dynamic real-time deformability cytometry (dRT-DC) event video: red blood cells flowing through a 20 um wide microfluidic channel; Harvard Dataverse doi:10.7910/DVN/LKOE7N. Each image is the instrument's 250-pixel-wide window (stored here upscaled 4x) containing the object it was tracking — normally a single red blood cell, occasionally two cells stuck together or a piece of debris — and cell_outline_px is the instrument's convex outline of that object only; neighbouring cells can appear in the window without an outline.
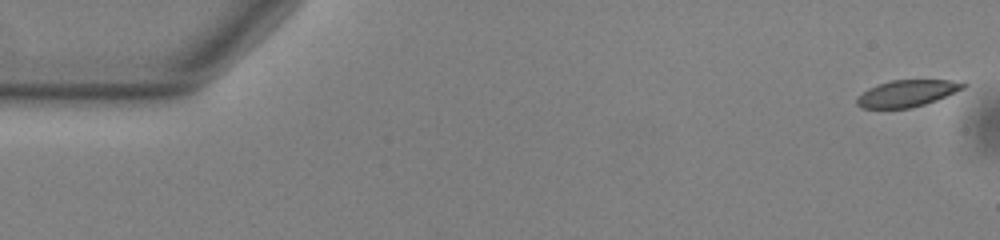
{"species": "common noctule bat (a hibernating species)", "species_latin": "Nyctalus noctula", "temperature_condition": "warm", "stored_images_in_passage": 16, "camera_frame_rate_fps": 3000, "um_per_image_px": 0.085, "animal": {"sex": "male", "body_mass_g": 13.0, "forearm_length_mm": 53.1}, "frame": {"image": 1, "passage_image": 1, "time_ms": 0.0, "image_size_px": [1000, 240], "cell_outline_px": [[968, 84], [964, 88], [936, 100], [912, 108], [860, 108], [856, 104], [856, 96], [868, 88], [876, 84], [892, 80], [948, 80]], "centroid_in_image_um": [77.03, 7.94], "position_along_channel_um": 8.0, "area_um2": 16.53}}
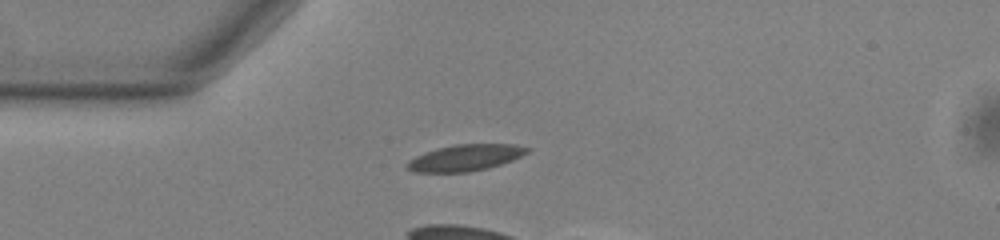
{"frame": {"image": 2, "passage_image": 14, "time_ms": 4.333, "image_size_px": [1000, 240], "cell_outline_px": [[532, 148], [528, 152], [512, 160], [488, 168], [468, 172], [412, 172], [404, 168], [404, 164], [408, 160], [416, 156], [436, 148], [452, 144], [516, 144]], "centroid_in_image_um": [39.51, 13.4], "position_along_channel_um": 45.5, "area_um2": 18.67}}